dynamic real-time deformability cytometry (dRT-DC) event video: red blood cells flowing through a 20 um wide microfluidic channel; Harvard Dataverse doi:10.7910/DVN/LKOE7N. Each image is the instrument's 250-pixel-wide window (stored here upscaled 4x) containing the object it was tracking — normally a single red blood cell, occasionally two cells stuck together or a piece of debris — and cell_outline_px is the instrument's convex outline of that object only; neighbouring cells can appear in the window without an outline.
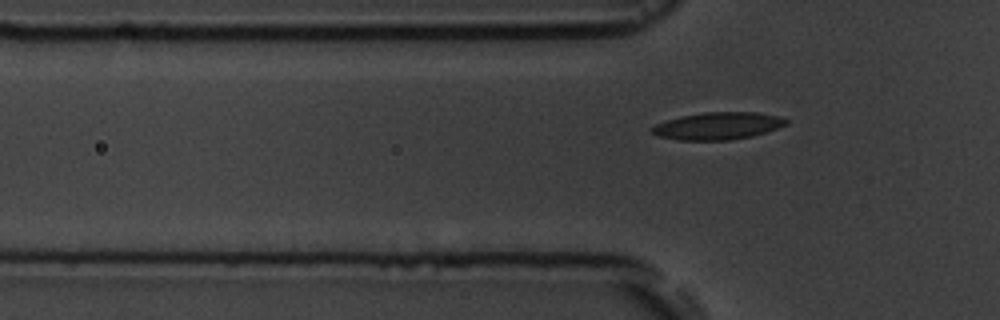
{"species": "common noctule bat (a hibernating species)", "species_latin": "Nyctalus noctula", "temperature_condition": "room temperature", "stored_images_in_passage": 7, "segment_of_instrument_passage": [2, 2], "camera_frame_rate_fps": 3000, "um_per_image_px": 0.085, "animal": {"sex": "male", "body_mass_g": 19.5, "forearm_length_mm": 54.6}, "frame": {"image": 1, "passage_image": 7, "time_ms": 7.0, "image_size_px": [1000, 320], "cell_outline_px": [[788, 124], [752, 136], [728, 140], [680, 140], [660, 136], [652, 132], [648, 128], [656, 124], [680, 116], [704, 112], [756, 112], [776, 116], [788, 120]], "centroid_in_image_um": [60.99, 10.7], "position_along_channel_um": 64.8, "area_um2": 21.1}}